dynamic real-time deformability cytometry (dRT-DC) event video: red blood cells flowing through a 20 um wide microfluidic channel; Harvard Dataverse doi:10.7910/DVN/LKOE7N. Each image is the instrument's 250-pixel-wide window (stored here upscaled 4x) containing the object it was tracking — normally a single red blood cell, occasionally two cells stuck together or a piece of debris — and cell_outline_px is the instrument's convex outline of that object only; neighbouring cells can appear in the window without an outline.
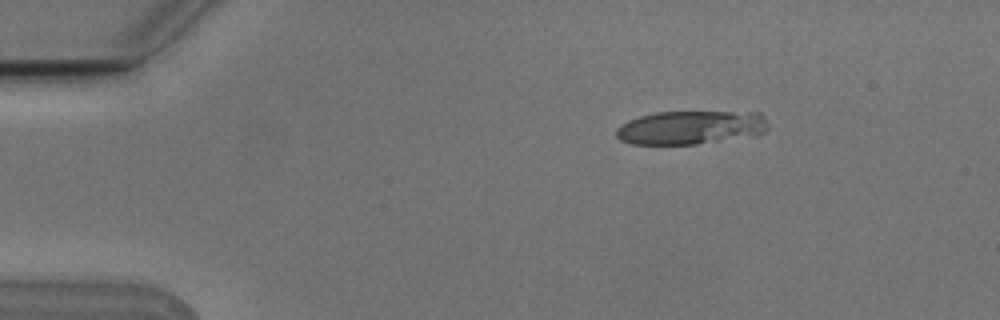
{"species": "Egyptian fruit bat (a non-hibernating species)", "species_latin": "Rousettus aegyptiacus", "temperature_condition": "cold", "stored_images_in_passage": 2, "camera_frame_rate_fps": 3000, "um_per_image_px": 0.085, "animal": {"sex": "male"}, "frame": {"image": 1, "passage_image": 1, "time_ms": 0.0, "image_size_px": [1000, 320], "cell_outline_px": [[768, 128], [764, 132], [756, 136], [696, 144], [632, 144], [620, 140], [616, 136], [616, 128], [620, 124], [628, 120], [640, 116], [656, 112], [760, 112], [764, 116], [768, 124]], "centroid_in_image_um": [58.73, 10.84], "position_along_channel_um": 26.3, "area_um2": 30.06}}